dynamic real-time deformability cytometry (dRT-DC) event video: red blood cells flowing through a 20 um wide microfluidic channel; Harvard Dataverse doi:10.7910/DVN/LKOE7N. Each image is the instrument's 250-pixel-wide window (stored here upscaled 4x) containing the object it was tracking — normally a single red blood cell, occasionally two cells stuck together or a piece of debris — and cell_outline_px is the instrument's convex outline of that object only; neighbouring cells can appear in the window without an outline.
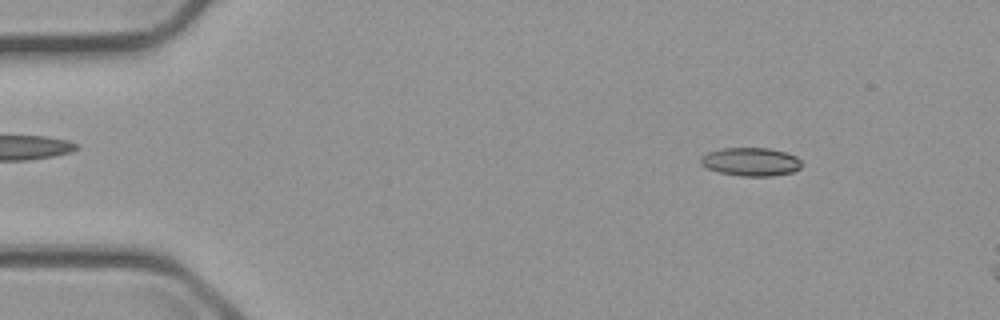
{"species": "common noctule bat (a hibernating species)", "species_latin": "Nyctalus noctula", "temperature_condition": "cold", "stored_images_in_passage": 9, "camera_frame_rate_fps": 3000, "um_per_image_px": 0.085, "animal": {"sex": "male", "body_mass_g": 23.1, "forearm_length_mm": 52.7}, "frame": {"image": 1, "passage_image": 1, "time_ms": 0.0, "image_size_px": [1000, 320], "cell_outline_px": [[804, 164], [800, 168], [792, 172], [772, 176], [740, 176], [720, 172], [708, 168], [700, 164], [700, 156], [708, 152], [724, 148], [768, 148], [784, 152], [796, 156]], "centroid_in_image_um": [63.83, 13.75], "position_along_channel_um": 21.2, "area_um2": 16.7}}
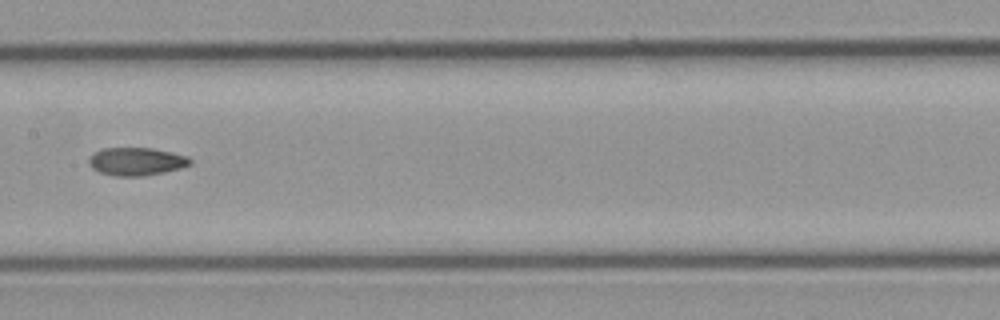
{"frame": {"image": 2, "passage_image": 7, "time_ms": 7.0, "image_size_px": [1000, 320], "cell_outline_px": [[192, 164], [180, 168], [164, 172], [144, 176], [116, 176], [100, 172], [92, 168], [88, 164], [88, 160], [96, 152], [104, 148], [152, 148], [172, 152], [188, 156], [192, 160]], "centroid_in_image_um": [11.63, 13.73], "position_along_channel_um": 195.8, "area_um2": 16.47}}
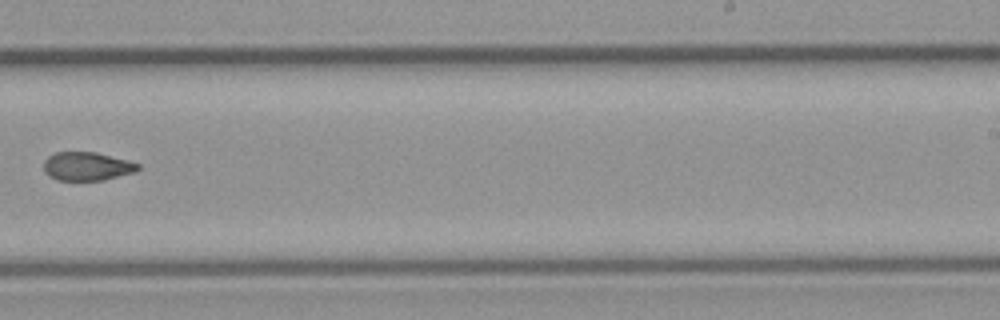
{"frame": {"image": 3, "passage_image": 9, "time_ms": 9.333, "image_size_px": [1000, 320], "cell_outline_px": [[140, 168], [136, 172], [104, 180], [56, 180], [48, 176], [44, 168], [44, 160], [48, 156], [56, 152], [96, 152], [128, 160], [140, 164]], "centroid_in_image_um": [7.41, 14.14], "position_along_channel_um": 281.6, "area_um2": 15.78}}